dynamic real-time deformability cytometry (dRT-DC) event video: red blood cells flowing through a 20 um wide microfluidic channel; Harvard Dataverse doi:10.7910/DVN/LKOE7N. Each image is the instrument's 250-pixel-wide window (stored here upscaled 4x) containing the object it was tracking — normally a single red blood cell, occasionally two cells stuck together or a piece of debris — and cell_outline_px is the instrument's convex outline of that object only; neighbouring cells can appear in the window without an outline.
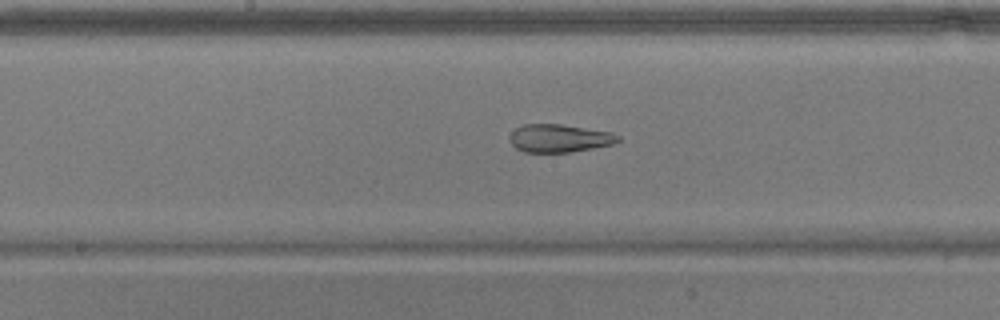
{"species": "common noctule bat (a hibernating species)", "species_latin": "Nyctalus noctula", "temperature_condition": "warm", "stored_images_in_passage": 48, "camera_frame_rate_fps": 3000, "um_per_image_px": 0.085, "animal": {"sex": "male", "body_mass_g": 17.9}, "frame": {"image": 1, "passage_image": 28, "time_ms": 9.0, "image_size_px": [1000, 320], "cell_outline_px": [[620, 140], [612, 144], [592, 148], [568, 152], [524, 152], [516, 148], [508, 140], [508, 136], [516, 128], [524, 124], [560, 124], [612, 132], [620, 136]], "centroid_in_image_um": [47.51, 11.75], "position_along_channel_um": 200.7, "area_um2": 17.63}}
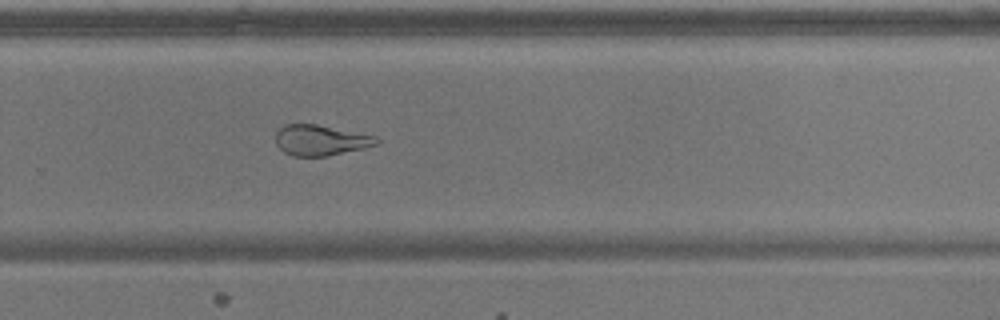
{"frame": {"image": 2, "passage_image": 36, "time_ms": 11.667, "image_size_px": [1000, 320], "cell_outline_px": [[380, 140], [376, 144], [364, 148], [328, 156], [292, 156], [284, 152], [276, 144], [276, 132], [284, 124], [316, 124], [376, 136]], "centroid_in_image_um": [27.23, 11.92], "position_along_channel_um": 302.6, "area_um2": 17.92}}
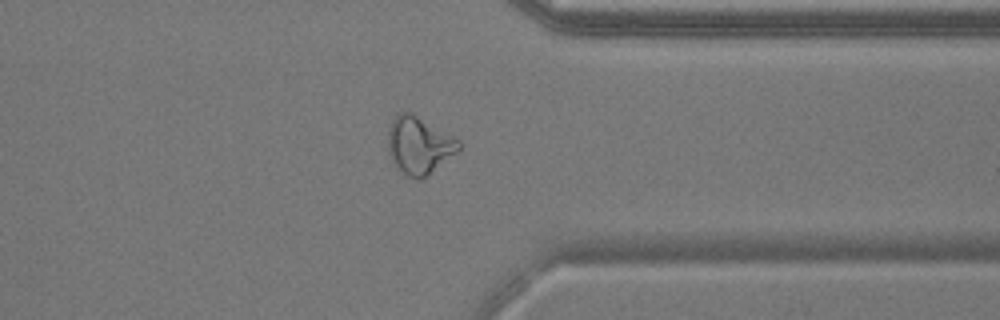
{"frame": {"image": 3, "passage_image": 42, "time_ms": 13.667, "image_size_px": [1000, 320], "cell_outline_px": [[460, 148], [456, 152], [420, 180], [416, 180], [408, 176], [396, 168], [392, 160], [388, 148], [388, 132], [392, 120], [396, 112], [408, 112], [416, 116], [460, 140]], "centroid_in_image_um": [35.58, 12.35], "position_along_channel_um": 375.8, "area_um2": 23.12}}